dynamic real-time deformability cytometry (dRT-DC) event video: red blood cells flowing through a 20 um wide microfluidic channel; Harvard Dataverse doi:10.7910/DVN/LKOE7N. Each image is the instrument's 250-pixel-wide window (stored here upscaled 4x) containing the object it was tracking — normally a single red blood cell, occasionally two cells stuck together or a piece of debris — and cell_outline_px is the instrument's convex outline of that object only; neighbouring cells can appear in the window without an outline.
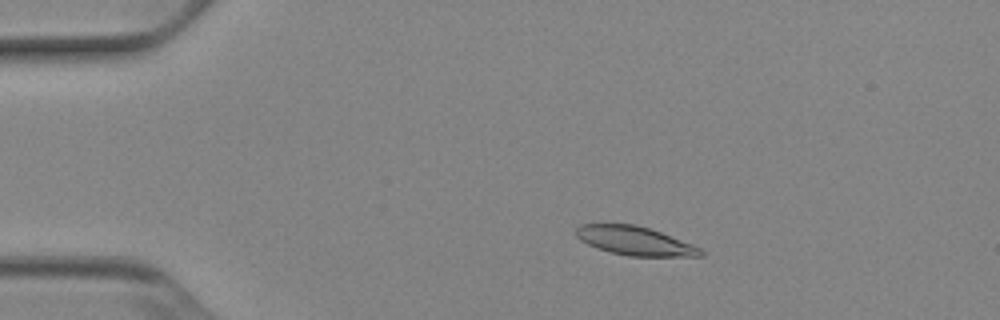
{"species": "Egyptian fruit bat (a non-hibernating species)", "species_latin": "Rousettus aegyptiacus", "temperature_condition": "cold", "stored_images_in_passage": 52, "camera_frame_rate_fps": 3000, "um_per_image_px": 0.085, "animal": {"sex": "female"}, "frame": {"image": 1, "passage_image": 10, "time_ms": 3.0, "image_size_px": [1000, 320], "cell_outline_px": [[704, 256], [628, 256], [612, 252], [588, 244], [580, 240], [576, 236], [576, 228], [580, 224], [636, 224], [660, 232], [692, 244], [700, 248], [704, 252]], "centroid_in_image_um": [53.97, 20.47], "position_along_channel_um": 31.0, "area_um2": 20.63}}
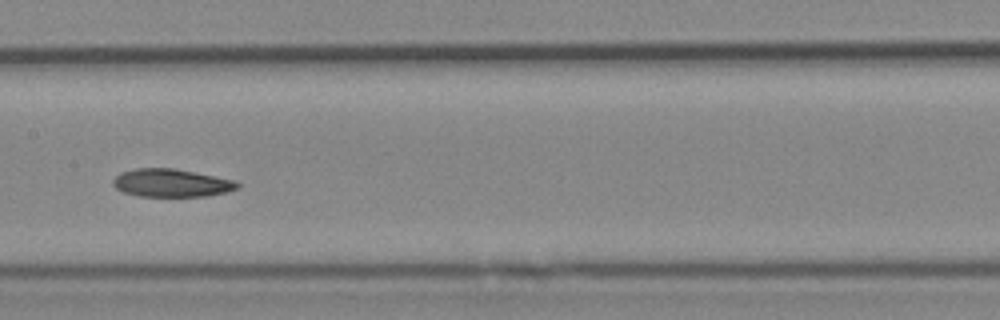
{"frame": {"image": 2, "passage_image": 27, "time_ms": 8.667, "image_size_px": [1000, 320], "cell_outline_px": [[240, 188], [224, 192], [204, 196], [140, 196], [124, 192], [116, 188], [112, 184], [112, 180], [120, 172], [136, 168], [172, 168], [236, 180], [240, 184]], "centroid_in_image_um": [14.56, 15.54], "position_along_channel_um": 192.8, "area_um2": 20.17}}
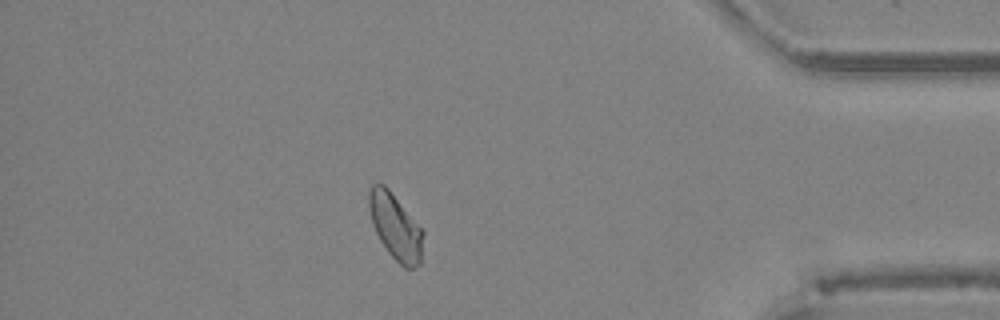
{"frame": {"image": 3, "passage_image": 46, "time_ms": 15.0, "image_size_px": [1000, 320], "cell_outline_px": [[424, 232], [420, 264], [416, 268], [404, 268], [388, 252], [380, 240], [372, 224], [368, 208], [368, 192], [372, 184], [384, 184], [388, 188]], "centroid_in_image_um": [33.6, 19.28], "position_along_channel_um": 401.6, "area_um2": 20.63}}